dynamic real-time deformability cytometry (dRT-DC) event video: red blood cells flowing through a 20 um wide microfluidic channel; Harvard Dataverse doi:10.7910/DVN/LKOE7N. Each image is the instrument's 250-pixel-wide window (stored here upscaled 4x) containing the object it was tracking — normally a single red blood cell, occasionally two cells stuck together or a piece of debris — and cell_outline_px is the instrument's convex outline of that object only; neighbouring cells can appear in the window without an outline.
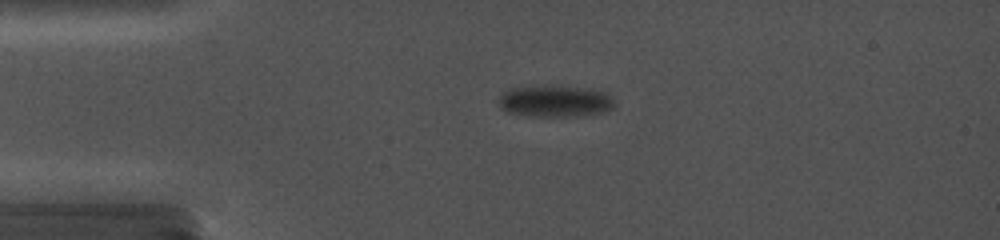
{"species": "common noctule bat (a hibernating species)", "species_latin": "Nyctalus noctula", "temperature_condition": "cold", "stored_images_in_passage": 42, "camera_frame_rate_fps": 5000, "um_per_image_px": 0.085, "animal": {"sex": "female", "body_mass_g": 19.0, "forearm_length_mm": 56.7}, "frame": {"image": 1, "passage_image": 8, "time_ms": 2.8, "image_size_px": [1000, 240], "cell_outline_px": [[616, 104], [612, 108], [604, 112], [576, 116], [532, 116], [508, 112], [500, 108], [500, 96], [508, 88], [580, 88], [604, 92]], "centroid_in_image_um": [47.17, 8.65], "position_along_channel_um": 37.8, "area_um2": 20.29}}
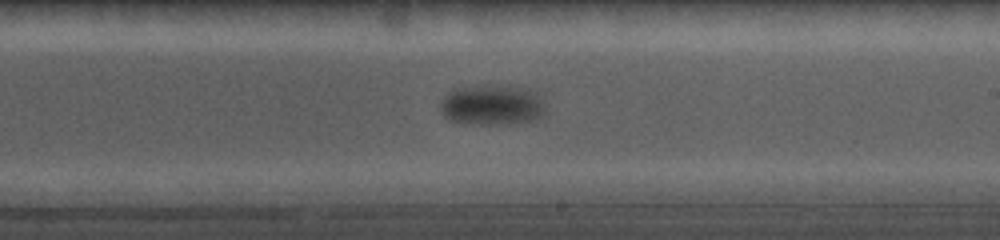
{"frame": {"image": 2, "passage_image": 25, "time_ms": 9.6, "image_size_px": [1000, 240], "cell_outline_px": [[544, 112], [540, 116], [528, 120], [448, 120], [444, 116], [440, 108], [440, 104], [448, 92], [452, 88], [484, 84], [524, 88], [536, 92], [540, 100]], "centroid_in_image_um": [41.74, 8.8], "position_along_channel_um": 247.3, "area_um2": 22.89}}
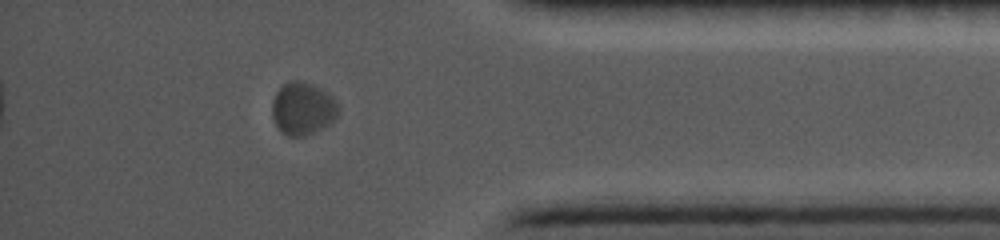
{"frame": {"image": 3, "passage_image": 37, "time_ms": 14.4, "image_size_px": [1000, 240], "cell_outline_px": [[336, 116], [332, 124], [304, 136], [288, 136], [276, 124], [272, 116], [272, 100], [276, 92], [288, 80], [296, 80], [312, 84], [328, 92], [336, 100]], "centroid_in_image_um": [25.73, 9.21], "position_along_channel_um": 409.5, "area_um2": 20.17}}